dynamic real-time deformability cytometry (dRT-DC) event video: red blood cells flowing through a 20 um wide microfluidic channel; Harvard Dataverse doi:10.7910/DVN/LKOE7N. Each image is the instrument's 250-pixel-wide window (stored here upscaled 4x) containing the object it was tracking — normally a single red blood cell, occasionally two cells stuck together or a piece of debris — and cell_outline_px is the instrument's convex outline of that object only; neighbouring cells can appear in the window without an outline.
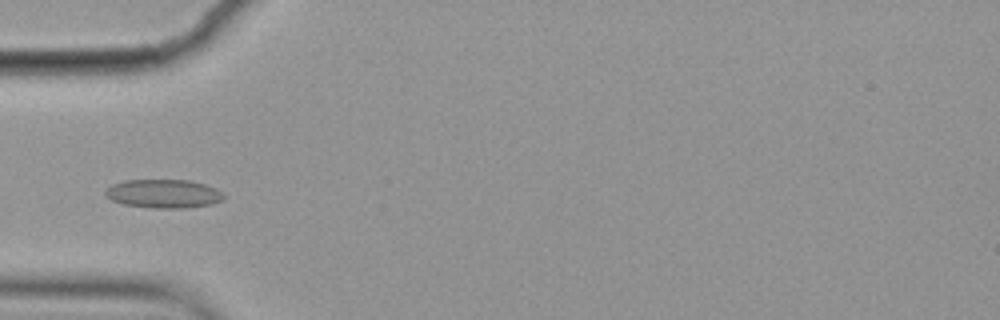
{"species": "common noctule bat (a hibernating species)", "species_latin": "Nyctalus noctula", "temperature_condition": "cold", "stored_images_in_passage": 8, "camera_frame_rate_fps": 3000, "um_per_image_px": 0.085, "animal": {"sex": "female", "body_mass_g": 19.9}, "frame": {"image": 1, "passage_image": 5, "time_ms": 1.333, "image_size_px": [1000, 320], "cell_outline_px": [[224, 196], [220, 200], [212, 204], [184, 208], [152, 208], [124, 204], [112, 200], [104, 196], [104, 192], [112, 184], [124, 180], [188, 180], [204, 184], [216, 188], [224, 192]], "centroid_in_image_um": [13.89, 16.46], "position_along_channel_um": 71.1, "area_um2": 19.77}}
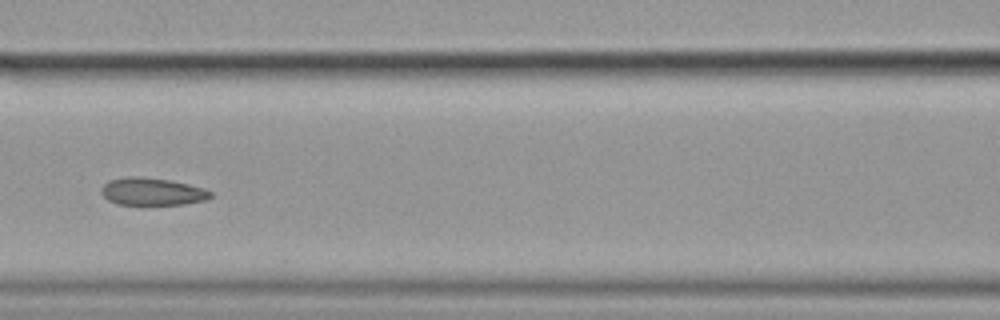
{"frame": {"image": 2, "passage_image": 7, "time_ms": 2.0, "image_size_px": [1000, 320], "cell_outline_px": [[212, 196], [208, 200], [184, 204], [116, 204], [108, 200], [100, 192], [100, 188], [108, 180], [128, 176], [140, 176], [168, 180], [188, 184], [204, 188], [212, 192]], "centroid_in_image_um": [12.93, 16.28], "position_along_channel_um": 153.7, "area_um2": 17.57}}
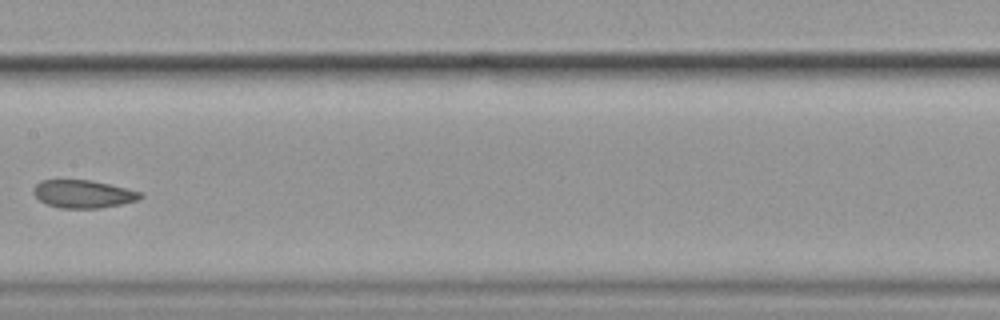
{"frame": {"image": 3, "passage_image": 8, "time_ms": 2.333, "image_size_px": [1000, 320], "cell_outline_px": [[144, 196], [140, 200], [100, 208], [60, 208], [48, 204], [40, 200], [32, 192], [32, 188], [40, 180], [92, 180], [140, 192]], "centroid_in_image_um": [7.05, 16.49], "position_along_channel_um": 200.3, "area_um2": 17.28}}